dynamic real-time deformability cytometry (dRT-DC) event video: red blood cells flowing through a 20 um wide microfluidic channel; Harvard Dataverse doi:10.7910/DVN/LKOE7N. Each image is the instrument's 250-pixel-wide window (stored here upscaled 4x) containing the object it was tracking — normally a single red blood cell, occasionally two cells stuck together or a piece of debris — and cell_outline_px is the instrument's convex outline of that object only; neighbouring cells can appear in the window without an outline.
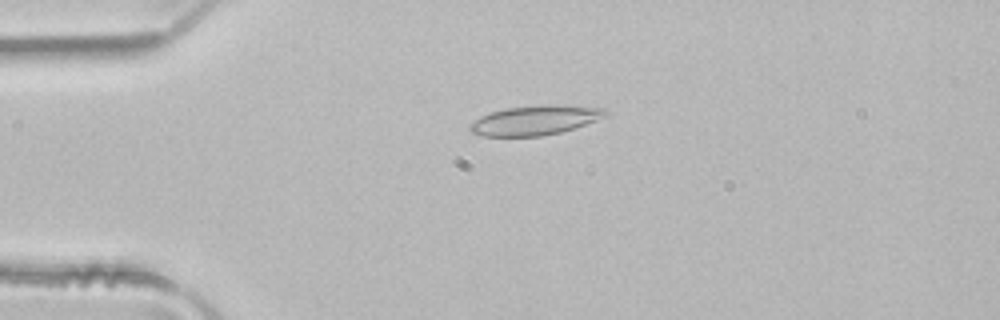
{"species": "common noctule bat (a hibernating species)", "species_latin": "Nyctalus noctula", "temperature_condition": "room temperature", "stored_images_in_passage": 3, "camera_frame_rate_fps": 3000, "um_per_image_px": 0.085, "animal": {"sex": "male", "body_mass_g": 21.5, "forearm_length_mm": 52.0}, "frame": {"image": 1, "passage_image": 2, "time_ms": 0.333, "image_size_px": [1000, 320], "cell_outline_px": [[612, 112], [608, 116], [560, 132], [540, 136], [484, 136], [472, 132], [468, 128], [468, 124], [480, 116], [492, 112], [508, 108], [544, 104], [564, 104], [608, 108]], "centroid_in_image_um": [45.55, 10.19], "position_along_channel_um": 39.5, "area_um2": 23.58}}